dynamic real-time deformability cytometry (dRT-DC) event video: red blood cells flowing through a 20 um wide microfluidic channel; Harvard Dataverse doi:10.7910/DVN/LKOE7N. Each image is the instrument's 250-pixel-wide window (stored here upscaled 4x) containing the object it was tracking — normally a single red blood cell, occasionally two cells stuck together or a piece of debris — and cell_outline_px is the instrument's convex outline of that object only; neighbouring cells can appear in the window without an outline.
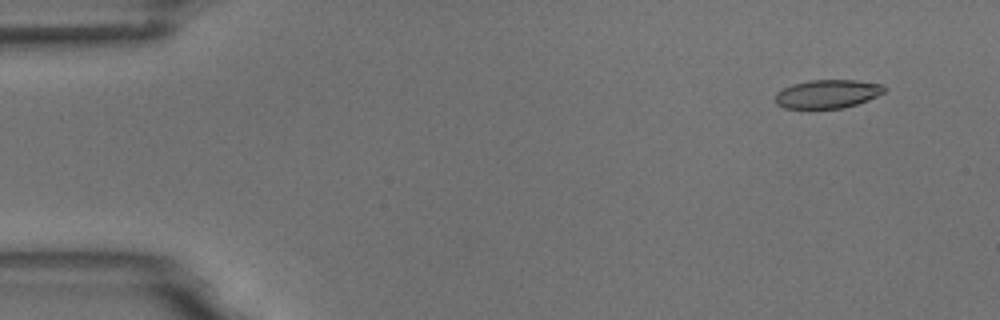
{"species": "common noctule bat (a hibernating species)", "species_latin": "Nyctalus noctula", "temperature_condition": "room temperature", "stored_images_in_passage": 6, "camera_frame_rate_fps": 3000, "um_per_image_px": 0.085, "animal": {"sex": "male", "body_mass_g": 18.8}, "frame": {"image": 1, "passage_image": 2, "time_ms": 1.0, "image_size_px": [1000, 320], "cell_outline_px": [[888, 88], [884, 92], [868, 100], [844, 108], [784, 108], [776, 104], [776, 92], [792, 84], [808, 80], [856, 80], [884, 84]], "centroid_in_image_um": [70.36, 7.97], "position_along_channel_um": 14.6, "area_um2": 18.21}}
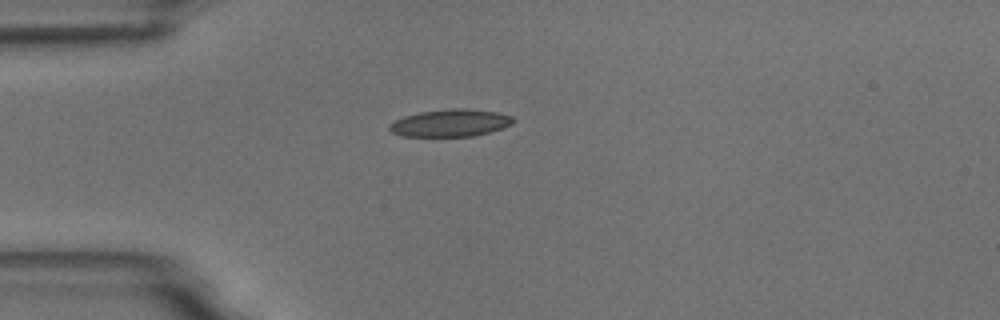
{"frame": {"image": 2, "passage_image": 4, "time_ms": 4.333, "image_size_px": [1000, 320], "cell_outline_px": [[516, 120], [512, 124], [504, 128], [472, 136], [400, 136], [392, 132], [388, 128], [388, 124], [404, 116], [420, 112], [452, 108], [468, 108], [500, 112], [512, 116]], "centroid_in_image_um": [38.31, 10.44], "position_along_channel_um": 46.7, "area_um2": 19.88}}